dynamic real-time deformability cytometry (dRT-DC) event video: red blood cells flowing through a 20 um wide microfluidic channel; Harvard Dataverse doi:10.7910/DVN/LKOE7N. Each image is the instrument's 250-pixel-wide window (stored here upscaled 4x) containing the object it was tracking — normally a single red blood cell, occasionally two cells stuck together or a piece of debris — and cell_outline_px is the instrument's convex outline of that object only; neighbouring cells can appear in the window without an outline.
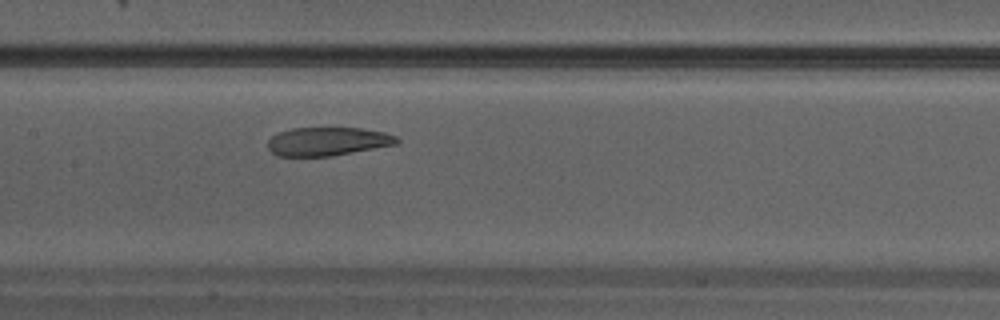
{"species": "Egyptian fruit bat (a non-hibernating species)", "species_latin": "Rousettus aegyptiacus", "temperature_condition": "warm", "stored_images_in_passage": 25, "camera_frame_rate_fps": 3000, "um_per_image_px": 0.085, "animal": {"sex": "male"}, "frame": {"image": 1, "passage_image": 8, "time_ms": 2.333, "image_size_px": [1000, 320], "cell_outline_px": [[400, 140], [396, 144], [332, 156], [276, 156], [268, 148], [268, 140], [272, 136], [280, 132], [292, 128], [360, 128], [384, 132], [396, 136]], "centroid_in_image_um": [27.84, 12.02], "position_along_channel_um": 179.6, "area_um2": 21.33}}
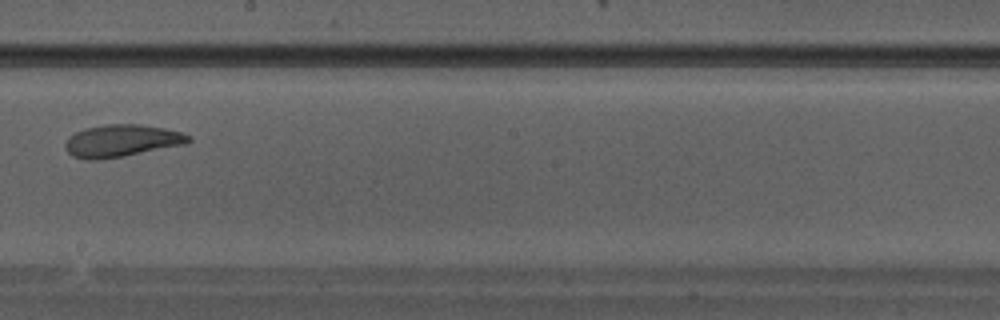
{"frame": {"image": 2, "passage_image": 11, "time_ms": 3.333, "image_size_px": [1000, 320], "cell_outline_px": [[192, 140], [184, 144], [124, 156], [100, 160], [88, 160], [72, 156], [64, 148], [64, 144], [68, 136], [84, 128], [108, 124], [140, 124], [164, 128], [180, 132], [192, 136]], "centroid_in_image_um": [10.3, 11.96], "position_along_channel_um": 237.9, "area_um2": 23.24}}